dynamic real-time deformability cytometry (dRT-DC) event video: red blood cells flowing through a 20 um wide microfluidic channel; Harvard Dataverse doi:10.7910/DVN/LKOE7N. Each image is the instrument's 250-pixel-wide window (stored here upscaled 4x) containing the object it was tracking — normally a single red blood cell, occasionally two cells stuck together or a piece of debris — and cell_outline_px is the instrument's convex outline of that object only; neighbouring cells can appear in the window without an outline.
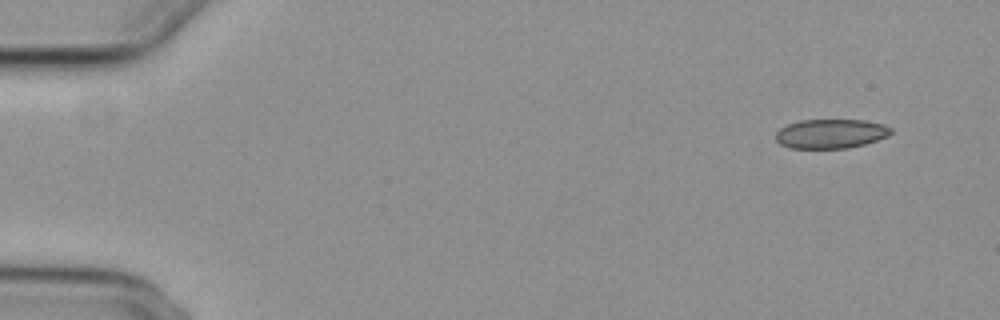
{"species": "common noctule bat (a hibernating species)", "species_latin": "Nyctalus noctula", "temperature_condition": "cold", "stored_images_in_passage": 50, "camera_frame_rate_fps": 3000, "um_per_image_px": 0.085, "animal": {"sex": "female", "body_mass_g": 29.2, "forearm_length_mm": 56.3}, "frame": {"image": 1, "passage_image": 1, "time_ms": 0.0, "image_size_px": [1000, 320], "cell_outline_px": [[892, 132], [888, 136], [864, 144], [848, 148], [788, 148], [780, 144], [776, 140], [776, 132], [780, 128], [788, 124], [800, 120], [864, 120], [884, 124], [892, 128]], "centroid_in_image_um": [70.61, 11.36], "position_along_channel_um": 14.4, "area_um2": 19.71}}
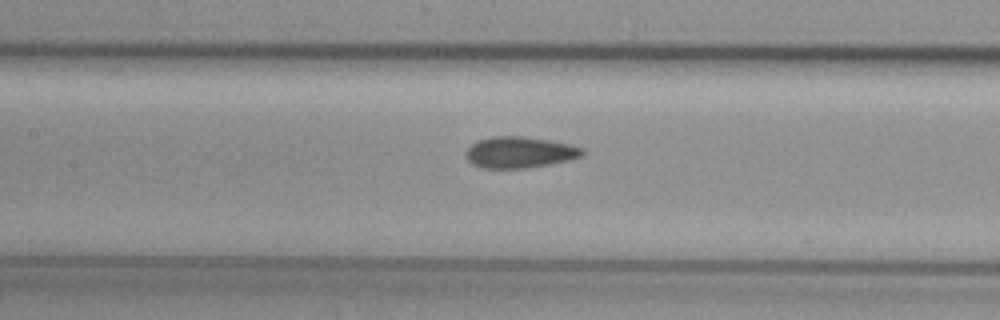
{"frame": {"image": 2, "passage_image": 23, "time_ms": 7.333, "image_size_px": [1000, 320], "cell_outline_px": [[584, 152], [580, 156], [572, 160], [528, 168], [480, 168], [472, 164], [464, 156], [464, 152], [476, 140], [492, 136], [520, 136], [548, 140], [568, 144], [584, 148]], "centroid_in_image_um": [44.13, 12.95], "position_along_channel_um": 163.3, "area_um2": 21.39}}
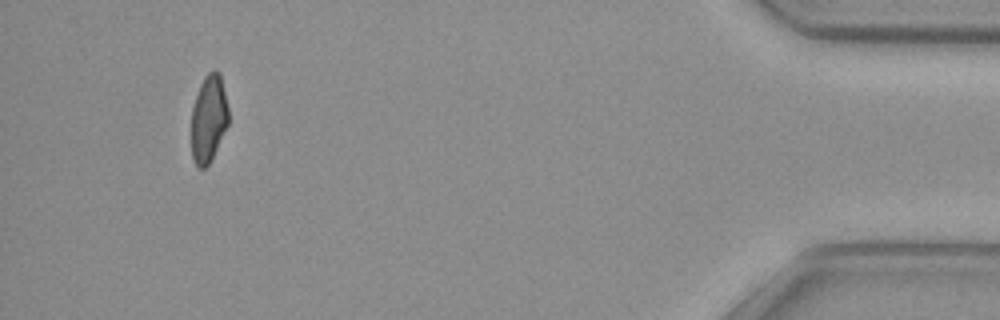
{"frame": {"image": 3, "passage_image": 49, "time_ms": 16.0, "image_size_px": [1000, 320], "cell_outline_px": [[228, 124], [208, 164], [204, 168], [200, 168], [196, 164], [192, 156], [192, 108], [200, 84], [204, 76], [212, 68], [216, 68], [220, 72], [228, 108]], "centroid_in_image_um": [17.74, 10.0], "position_along_channel_um": 417.5, "area_um2": 18.67}}